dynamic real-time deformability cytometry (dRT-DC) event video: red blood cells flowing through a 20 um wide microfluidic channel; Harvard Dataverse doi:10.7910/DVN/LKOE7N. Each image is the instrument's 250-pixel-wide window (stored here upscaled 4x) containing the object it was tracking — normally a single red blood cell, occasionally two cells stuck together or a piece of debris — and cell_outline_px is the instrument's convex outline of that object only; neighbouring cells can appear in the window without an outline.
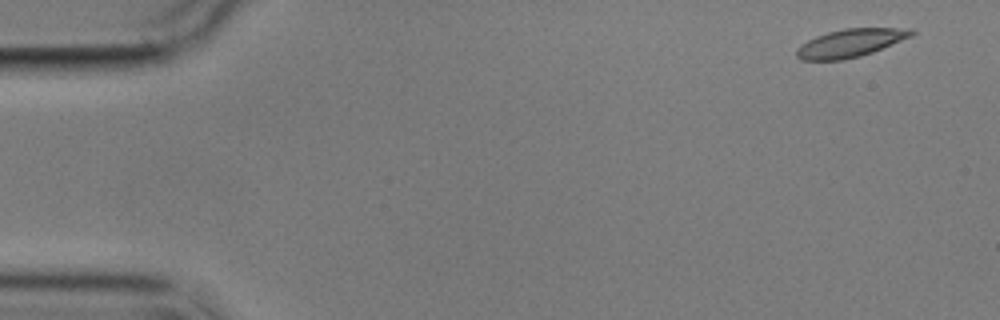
{"species": "common noctule bat (a hibernating species)", "species_latin": "Nyctalus noctula", "temperature_condition": "cold", "stored_images_in_passage": 6, "camera_frame_rate_fps": 3000, "um_per_image_px": 0.085, "animal": {"sex": "male", "body_mass_g": 17.9}, "frame": {"image": 1, "passage_image": 1, "time_ms": 0.0, "image_size_px": [1000, 320], "cell_outline_px": [[916, 32], [912, 36], [872, 52], [860, 56], [844, 60], [800, 60], [796, 56], [796, 48], [808, 40], [816, 36], [828, 32], [844, 28], [912, 28]], "centroid_in_image_um": [72.28, 3.65], "position_along_channel_um": 12.7, "area_um2": 18.79}}
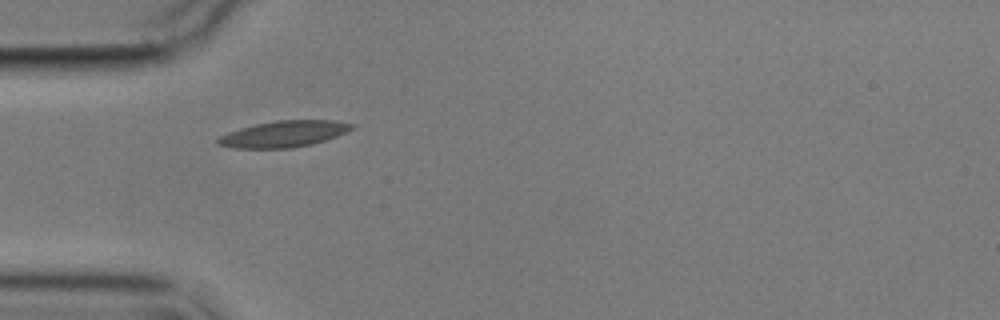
{"frame": {"image": 2, "passage_image": 5, "time_ms": 4.667, "image_size_px": [1000, 320], "cell_outline_px": [[356, 128], [336, 136], [312, 144], [292, 148], [232, 148], [216, 144], [216, 140], [220, 136], [228, 132], [240, 128], [256, 124], [276, 120], [336, 120], [356, 124]], "centroid_in_image_um": [24.14, 11.38], "position_along_channel_um": 60.9, "area_um2": 20.63}}
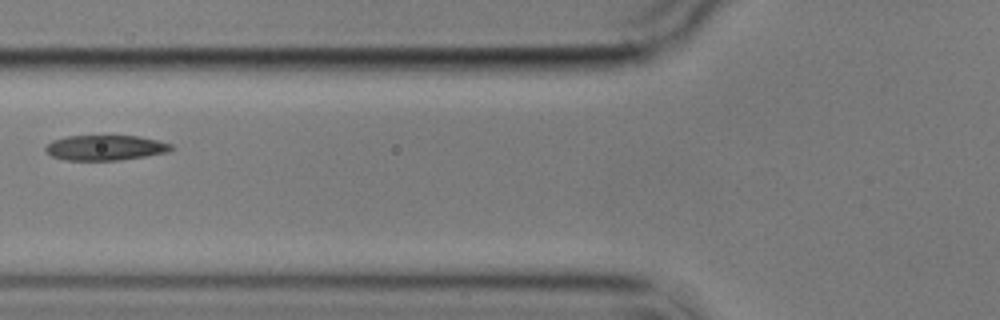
{"frame": {"image": 3, "passage_image": 6, "time_ms": 6.333, "image_size_px": [1000, 320], "cell_outline_px": [[172, 148], [168, 152], [120, 160], [64, 160], [52, 156], [44, 148], [52, 140], [68, 136], [136, 136], [156, 140], [172, 144]], "centroid_in_image_um": [8.93, 12.56], "position_along_channel_um": 116.9, "area_um2": 18.21}}